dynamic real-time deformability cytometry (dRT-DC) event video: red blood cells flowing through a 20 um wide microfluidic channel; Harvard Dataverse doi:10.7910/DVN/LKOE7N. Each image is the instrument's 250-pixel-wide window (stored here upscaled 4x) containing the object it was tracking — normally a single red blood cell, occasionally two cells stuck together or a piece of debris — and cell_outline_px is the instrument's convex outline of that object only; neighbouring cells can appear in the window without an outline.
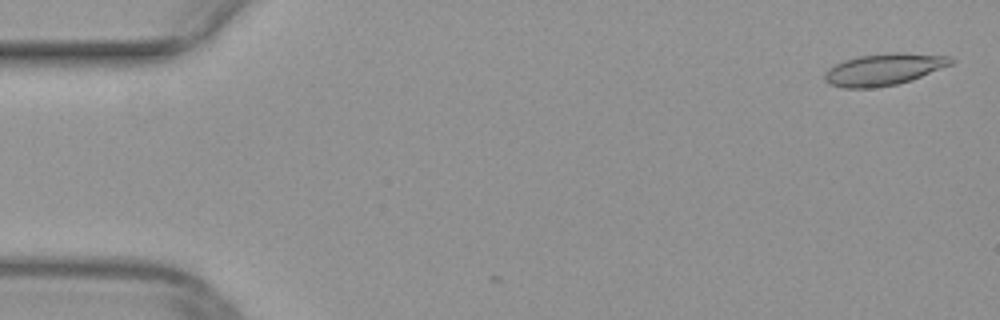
{"species": "common noctule bat (a hibernating species)", "species_latin": "Nyctalus noctula", "temperature_condition": "warm", "stored_images_in_passage": 6, "camera_frame_rate_fps": 3000, "um_per_image_px": 0.085, "animal": {"sex": "female", "body_mass_g": 29.2, "forearm_length_mm": 56.3}, "frame": {"image": 1, "passage_image": 2, "time_ms": 0.333, "image_size_px": [1000, 320], "cell_outline_px": [[956, 60], [952, 64], [912, 80], [896, 84], [872, 88], [844, 88], [828, 84], [824, 80], [824, 72], [828, 68], [844, 60], [860, 56], [892, 52], [900, 52], [948, 56]], "centroid_in_image_um": [75.11, 5.9], "position_along_channel_um": 9.9, "area_um2": 23.41}}